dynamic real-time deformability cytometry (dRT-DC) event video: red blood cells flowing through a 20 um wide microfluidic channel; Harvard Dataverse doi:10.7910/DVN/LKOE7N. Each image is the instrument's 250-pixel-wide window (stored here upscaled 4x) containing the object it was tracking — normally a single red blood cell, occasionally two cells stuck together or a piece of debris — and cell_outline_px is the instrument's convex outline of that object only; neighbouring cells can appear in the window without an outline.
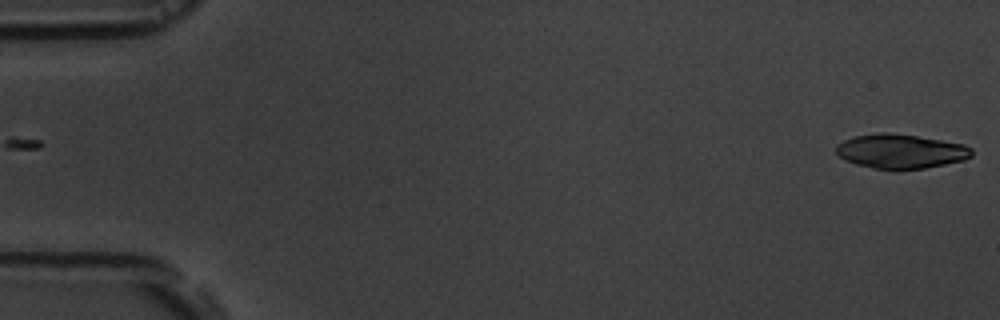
{"species": "common noctule bat (a hibernating species)", "species_latin": "Nyctalus noctula", "temperature_condition": "room temperature", "stored_images_in_passage": 6, "camera_frame_rate_fps": 3000, "um_per_image_px": 0.085, "animal": {"sex": "male", "body_mass_g": 19.5, "forearm_length_mm": 54.6}, "frame": {"image": 1, "passage_image": 6, "time_ms": 5.667, "image_size_px": [1000, 320], "cell_outline_px": [[972, 156], [964, 160], [924, 168], [896, 172], [856, 164], [844, 160], [836, 152], [836, 144], [844, 140], [856, 136], [880, 132], [888, 132], [916, 136], [964, 144], [972, 148]], "centroid_in_image_um": [76.55, 12.88], "position_along_channel_um": 8.5, "area_um2": 27.4}}